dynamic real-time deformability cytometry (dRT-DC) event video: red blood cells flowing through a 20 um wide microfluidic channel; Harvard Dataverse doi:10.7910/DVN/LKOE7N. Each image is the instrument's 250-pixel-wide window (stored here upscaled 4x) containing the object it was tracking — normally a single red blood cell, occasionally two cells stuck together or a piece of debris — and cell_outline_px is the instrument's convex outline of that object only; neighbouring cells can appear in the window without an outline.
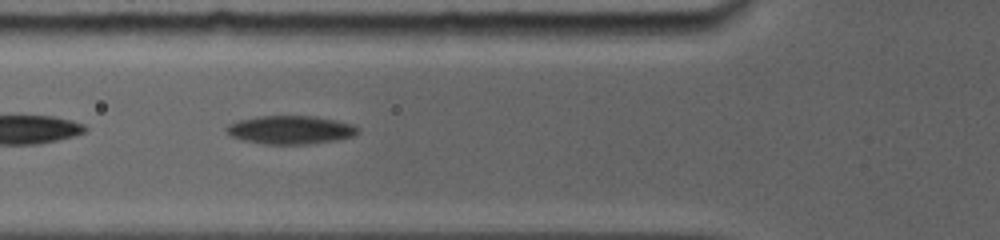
{"species": "common noctule bat (a hibernating species)", "species_latin": "Nyctalus noctula", "temperature_condition": "room temperature", "stored_images_in_passage": 19, "camera_frame_rate_fps": 5000, "um_per_image_px": 0.085, "animal": {"sex": "female", "body_mass_g": 19.0, "forearm_length_mm": 56.7}, "frame": {"image": 1, "passage_image": 3, "time_ms": 1.4, "image_size_px": [1000, 240], "cell_outline_px": [[360, 132], [356, 136], [336, 140], [308, 144], [264, 144], [240, 140], [224, 132], [224, 128], [228, 124], [240, 120], [256, 116], [316, 116], [356, 124], [360, 128]], "centroid_in_image_um": [24.72, 11.04], "position_along_channel_um": 101.1, "area_um2": 22.2}}
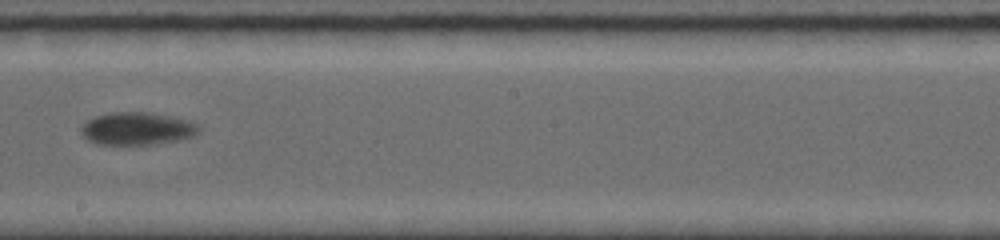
{"frame": {"image": 2, "passage_image": 9, "time_ms": 5.0, "image_size_px": [1000, 240], "cell_outline_px": [[200, 132], [196, 136], [176, 140], [152, 144], [96, 144], [88, 140], [80, 132], [80, 128], [88, 120], [96, 116], [108, 112], [152, 112], [172, 116], [188, 120], [196, 124], [200, 128]], "centroid_in_image_um": [11.67, 10.92], "position_along_channel_um": 236.5, "area_um2": 22.48}}
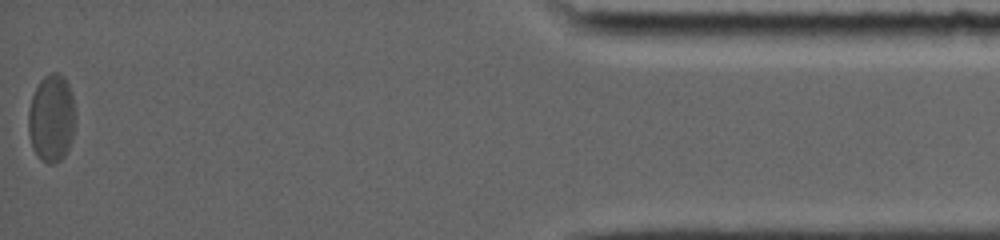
{"frame": {"image": 3, "passage_image": 19, "time_ms": 12.0, "image_size_px": [1000, 240], "cell_outline_px": [[76, 120], [72, 140], [64, 156], [56, 164], [48, 164], [40, 160], [36, 156], [32, 148], [28, 132], [28, 112], [32, 96], [40, 80], [44, 76], [52, 72], [60, 72], [64, 76], [72, 92], [76, 116]], "centroid_in_image_um": [4.39, 10.06], "position_along_channel_um": 430.8, "area_um2": 24.62}}